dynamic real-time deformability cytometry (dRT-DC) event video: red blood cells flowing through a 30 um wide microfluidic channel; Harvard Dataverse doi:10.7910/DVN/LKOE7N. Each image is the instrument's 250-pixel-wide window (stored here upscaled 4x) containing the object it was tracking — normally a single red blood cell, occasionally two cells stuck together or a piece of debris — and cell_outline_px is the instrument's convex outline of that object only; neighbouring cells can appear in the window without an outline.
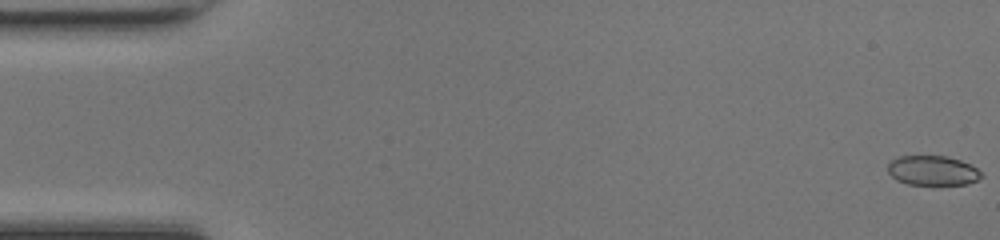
{"species": "common noctule bat (a hibernating species)", "species_latin": "Nyctalus noctula", "temperature_condition": "room temperature", "stored_images_in_passage": 49, "camera_frame_rate_fps": 3000, "um_per_image_px": 0.085, "animal": {"sex": "female", "body_mass_g": 17.0, "forearm_length_mm": 48.0}, "frame": {"image": 1, "passage_image": 1, "time_ms": 0.0, "image_size_px": [1000, 240], "cell_outline_px": [[984, 176], [968, 184], [908, 184], [896, 180], [888, 172], [888, 164], [892, 160], [900, 156], [948, 156], [960, 160], [976, 168]], "centroid_in_image_um": [79.27, 14.49], "position_along_channel_um": 5.7, "area_um2": 16.01}}
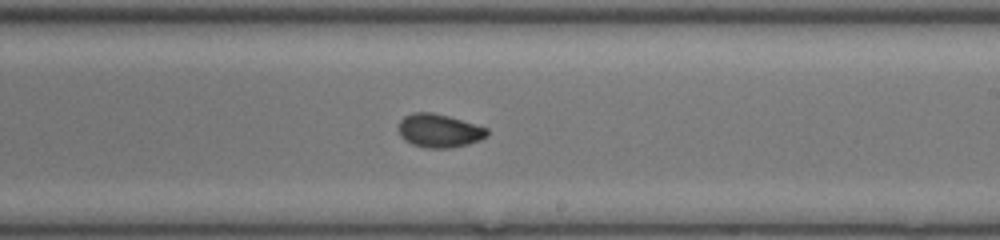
{"frame": {"image": 2, "passage_image": 29, "time_ms": 9.333, "image_size_px": [1000, 240], "cell_outline_px": [[488, 136], [480, 140], [468, 144], [448, 148], [428, 148], [412, 144], [404, 140], [400, 136], [400, 120], [404, 116], [412, 112], [432, 112], [448, 116], [488, 128]], "centroid_in_image_um": [37.33, 11.11], "position_along_channel_um": 251.7, "area_um2": 17.22}}
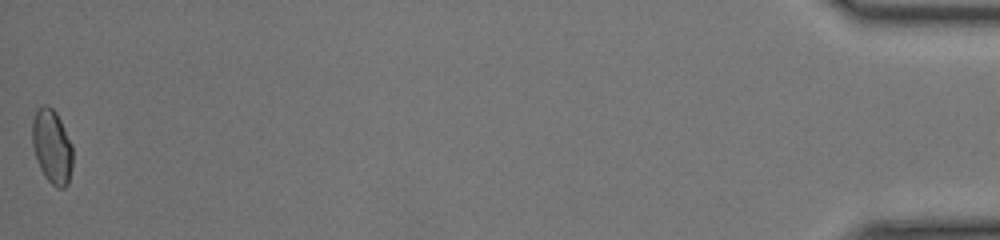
{"frame": {"image": 3, "passage_image": 49, "time_ms": 16.0, "image_size_px": [1000, 240], "cell_outline_px": [[72, 168], [68, 184], [64, 188], [56, 188], [44, 176], [36, 160], [32, 144], [32, 120], [36, 108], [44, 104], [48, 104], [56, 112], [72, 144]], "centroid_in_image_um": [4.4, 12.44], "position_along_channel_um": 430.8, "area_um2": 17.74}, "authors_computed_cell_mechanics": {"area_um2": 17.2822, "velocity_mm_per_s": 4.2924, "shape_relaxation_time_tau1_ms": 5.5143, "shape_relaxation_time_tau2_ms": 0.9625, "deformation_change_tau1": 0.136, "deformation_change_tau2": 0.0457}}